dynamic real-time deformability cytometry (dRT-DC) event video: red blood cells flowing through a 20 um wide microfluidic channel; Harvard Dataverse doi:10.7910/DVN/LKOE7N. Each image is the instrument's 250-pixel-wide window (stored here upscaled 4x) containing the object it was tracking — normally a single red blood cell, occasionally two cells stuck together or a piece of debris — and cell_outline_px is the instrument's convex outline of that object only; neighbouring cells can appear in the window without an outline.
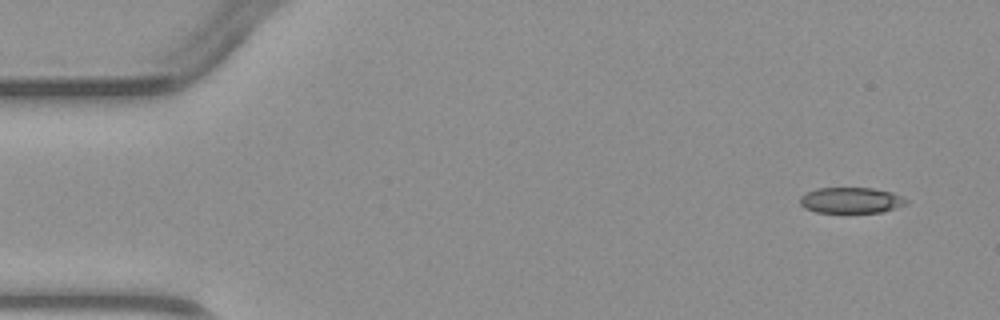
{"species": "common noctule bat (a hibernating species)", "species_latin": "Nyctalus noctula", "temperature_condition": "warm", "stored_images_in_passage": 3, "camera_frame_rate_fps": 3000, "um_per_image_px": 0.085, "animal": {"sex": "male", "body_mass_g": 23.1, "forearm_length_mm": 52.7}, "frame": {"image": 1, "passage_image": 1, "time_ms": 0.0, "image_size_px": [1000, 320], "cell_outline_px": [[908, 204], [884, 212], [816, 212], [804, 208], [800, 204], [800, 196], [804, 192], [816, 188], [872, 188], [892, 192], [908, 200]], "centroid_in_image_um": [72.32, 17.02], "position_along_channel_um": 12.7, "area_um2": 16.13}}
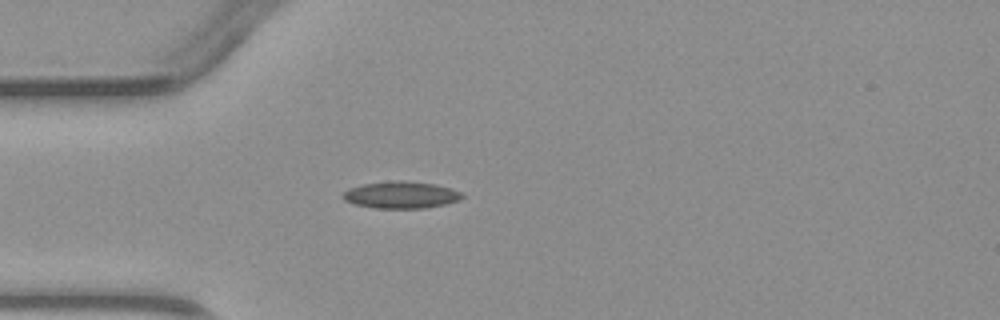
{"frame": {"image": 2, "passage_image": 3, "time_ms": 3.333, "image_size_px": [1000, 320], "cell_outline_px": [[464, 196], [460, 200], [444, 204], [424, 208], [376, 208], [356, 204], [344, 200], [340, 196], [348, 188], [364, 184], [396, 180], [404, 180], [436, 184], [452, 188], [460, 192]], "centroid_in_image_um": [34.09, 16.56], "position_along_channel_um": 50.9, "area_um2": 18.73}}